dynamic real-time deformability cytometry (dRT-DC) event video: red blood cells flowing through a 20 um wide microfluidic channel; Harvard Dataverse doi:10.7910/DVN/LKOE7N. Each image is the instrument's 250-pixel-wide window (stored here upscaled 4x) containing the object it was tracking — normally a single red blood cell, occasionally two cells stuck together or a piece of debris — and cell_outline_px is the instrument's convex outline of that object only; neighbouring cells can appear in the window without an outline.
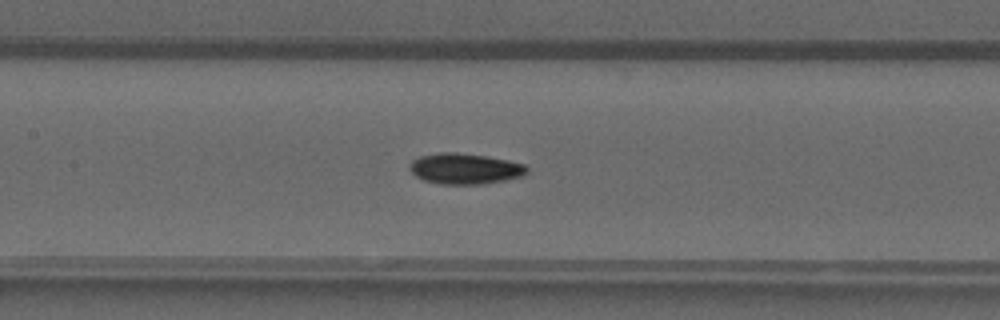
{"species": "common noctule bat (a hibernating species)", "species_latin": "Nyctalus noctula", "temperature_condition": "warm", "stored_images_in_passage": 34, "camera_frame_rate_fps": 3000, "um_per_image_px": 0.085, "animal": {"sex": "male", "forearm_length_mm": 52.5}, "frame": {"image": 1, "passage_image": 13, "time_ms": 4.0, "image_size_px": [1000, 320], "cell_outline_px": [[528, 172], [520, 176], [504, 180], [480, 184], [440, 184], [424, 180], [416, 176], [408, 168], [412, 160], [420, 156], [440, 152], [456, 152], [488, 156], [508, 160], [524, 164], [528, 168]], "centroid_in_image_um": [39.5, 14.33], "position_along_channel_um": 167.9, "area_um2": 20.98}}
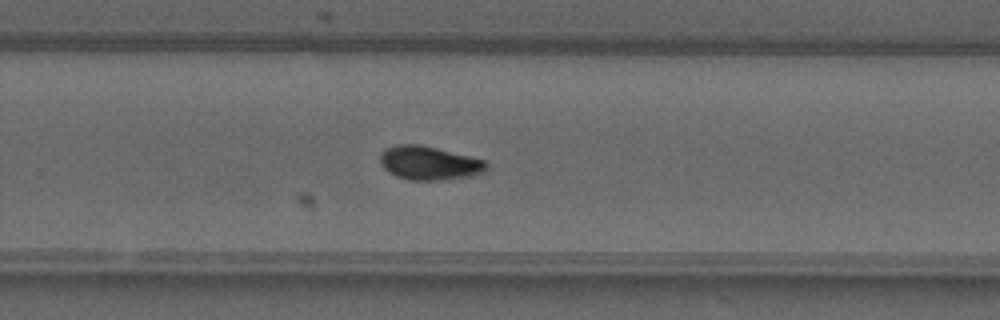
{"frame": {"image": 2, "passage_image": 22, "time_ms": 7.0, "image_size_px": [1000, 320], "cell_outline_px": [[488, 164], [484, 172], [472, 176], [440, 180], [408, 180], [396, 176], [388, 172], [380, 164], [380, 152], [384, 148], [396, 144], [420, 144], [484, 160]], "centroid_in_image_um": [36.43, 13.86], "position_along_channel_um": 293.4, "area_um2": 20.98}}
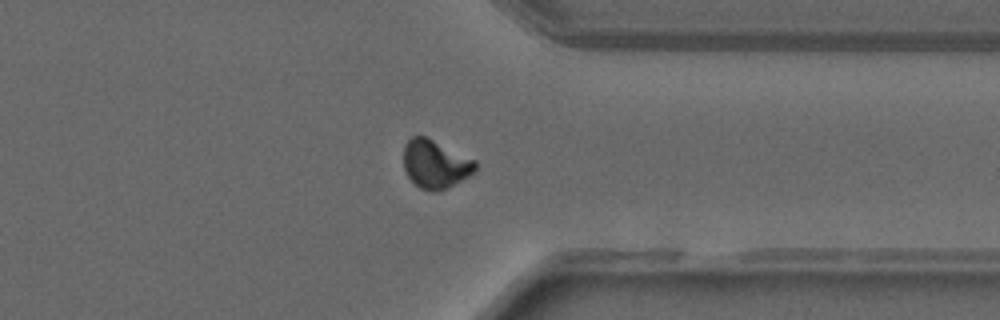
{"frame": {"image": 3, "passage_image": 28, "time_ms": 9.0, "image_size_px": [1000, 320], "cell_outline_px": [[476, 168], [468, 176], [444, 188], [432, 192], [420, 188], [408, 176], [404, 168], [404, 144], [412, 136], [424, 136], [476, 160]], "centroid_in_image_um": [36.97, 13.93], "position_along_channel_um": 374.4, "area_um2": 19.71}, "authors_computed_cell_mechanics": {"area_um2": 20.1144, "velocity_mm_per_s": 4.2039, "shape_relaxation_time_tau1_ms": 2.8979, "shape_relaxation_time_tau2_ms": 1.7421, "deformation_change_tau1": 0.1438, "deformation_change_tau2": 0.0544}}